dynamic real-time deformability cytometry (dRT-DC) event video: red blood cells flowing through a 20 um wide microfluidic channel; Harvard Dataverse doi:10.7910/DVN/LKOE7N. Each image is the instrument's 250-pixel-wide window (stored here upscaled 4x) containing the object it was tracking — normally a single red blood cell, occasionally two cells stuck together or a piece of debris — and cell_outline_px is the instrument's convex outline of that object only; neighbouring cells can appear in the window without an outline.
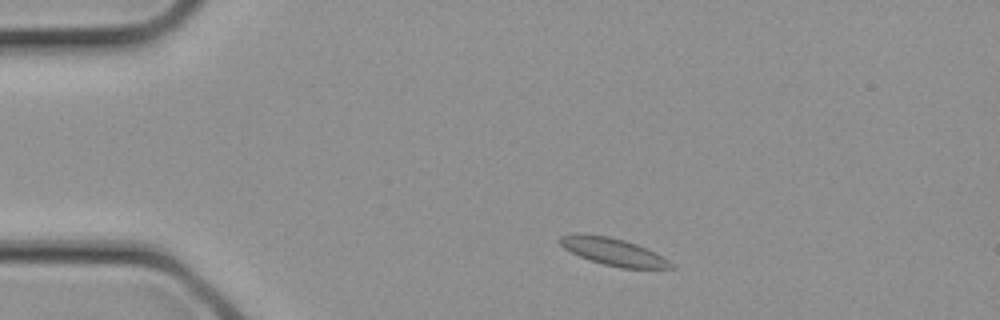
{"species": "common noctule bat (a hibernating species)", "species_latin": "Nyctalus noctula", "temperature_condition": "cold", "stored_images_in_passage": 2, "camera_frame_rate_fps": 3000, "um_per_image_px": 0.085, "animal": {"sex": "female", "body_mass_g": 21.9}, "frame": {"image": 1, "passage_image": 1, "time_ms": 0.0, "image_size_px": [1000, 320], "cell_outline_px": [[676, 268], [620, 268], [604, 264], [580, 256], [564, 248], [560, 244], [560, 236], [608, 236], [624, 240], [636, 244], [656, 252], [668, 260]], "centroid_in_image_um": [52.23, 21.44], "position_along_channel_um": 32.8, "area_um2": 16.88}}